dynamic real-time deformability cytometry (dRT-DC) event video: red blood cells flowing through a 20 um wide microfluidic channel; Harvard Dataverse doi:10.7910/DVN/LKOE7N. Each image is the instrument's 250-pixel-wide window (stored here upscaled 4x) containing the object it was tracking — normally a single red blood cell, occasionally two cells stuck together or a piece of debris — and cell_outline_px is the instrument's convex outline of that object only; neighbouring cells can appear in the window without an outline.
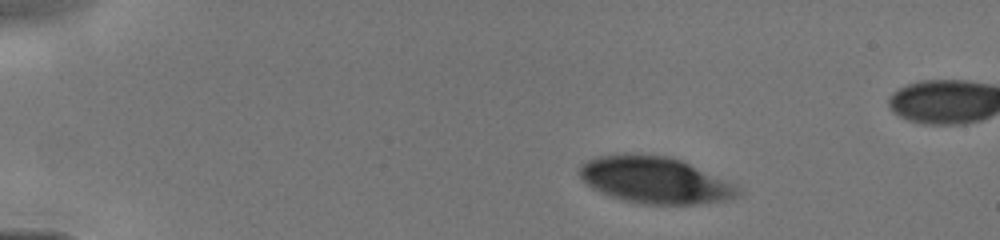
{"species": "human", "species_latin": "Homo sapiens", "temperature_condition": "cold", "stored_images_in_passage": 11, "camera_frame_rate_fps": 3000, "um_per_image_px": 0.085, "donor": {"sex": "male"}, "frame": {"image": 1, "passage_image": 1, "time_ms": 0.0, "image_size_px": [1000, 240], "cell_outline_px": [[740, 192], [736, 196], [724, 200], [696, 204], [640, 204], [608, 196], [592, 188], [580, 176], [580, 168], [588, 160], [596, 156], [624, 152], [628, 152], [668, 156], [680, 160], [736, 188]], "centroid_in_image_um": [55.52, 15.29], "position_along_channel_um": 29.5, "area_um2": 42.14}}